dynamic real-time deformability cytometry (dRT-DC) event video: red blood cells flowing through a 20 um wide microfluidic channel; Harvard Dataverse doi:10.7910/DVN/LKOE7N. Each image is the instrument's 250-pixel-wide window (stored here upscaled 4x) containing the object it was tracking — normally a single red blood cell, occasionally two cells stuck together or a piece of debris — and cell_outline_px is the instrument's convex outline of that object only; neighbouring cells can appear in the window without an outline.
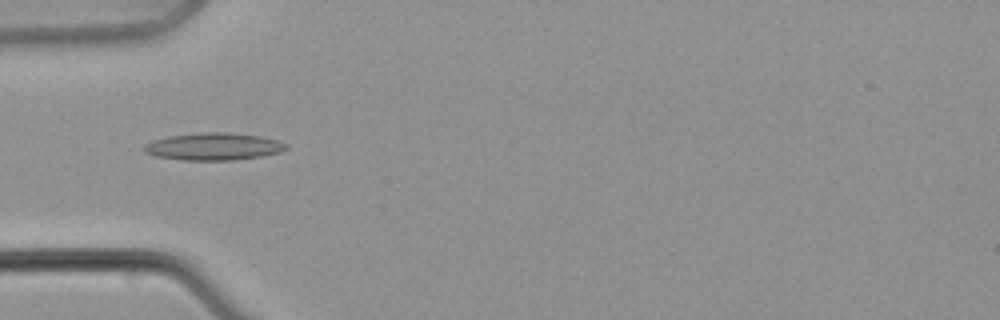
{"species": "common noctule bat (a hibernating species)", "species_latin": "Nyctalus noctula", "temperature_condition": "warm", "stored_images_in_passage": 7, "camera_frame_rate_fps": 3000, "um_per_image_px": 0.085, "animal": {"sex": "male", "body_mass_g": 21.5, "forearm_length_mm": 52.0}, "frame": {"image": 1, "passage_image": 6, "time_ms": 8.333, "image_size_px": [1000, 320], "cell_outline_px": [[288, 148], [280, 152], [264, 156], [232, 160], [184, 160], [156, 156], [144, 152], [144, 148], [152, 140], [168, 136], [200, 132], [228, 132], [260, 136], [276, 140], [288, 144]], "centroid_in_image_um": [18.19, 12.45], "position_along_channel_um": 66.8, "area_um2": 22.6}}
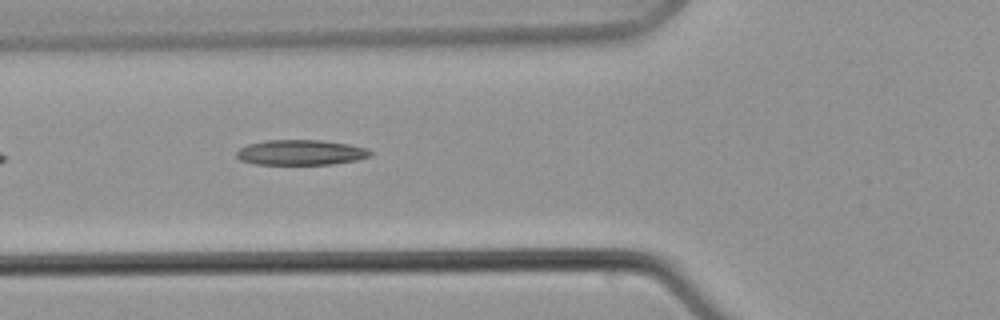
{"frame": {"image": 2, "passage_image": 7, "time_ms": 9.667, "image_size_px": [1000, 320], "cell_outline_px": [[372, 156], [356, 160], [332, 164], [256, 164], [240, 160], [236, 156], [236, 152], [240, 148], [248, 144], [264, 140], [324, 140], [348, 144], [368, 148], [372, 152]], "centroid_in_image_um": [25.58, 12.95], "position_along_channel_um": 100.2, "area_um2": 19.77}}